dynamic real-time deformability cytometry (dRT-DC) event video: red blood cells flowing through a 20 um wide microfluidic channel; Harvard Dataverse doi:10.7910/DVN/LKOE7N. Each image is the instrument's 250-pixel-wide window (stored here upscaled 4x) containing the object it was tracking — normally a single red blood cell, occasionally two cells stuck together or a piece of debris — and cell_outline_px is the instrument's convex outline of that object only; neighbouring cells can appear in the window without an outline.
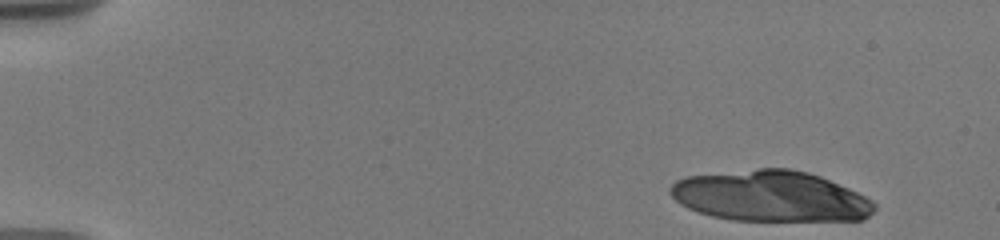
{"species": "human", "species_latin": "Homo sapiens", "temperature_condition": "warm", "stored_images_in_passage": 6, "camera_frame_rate_fps": 3000, "um_per_image_px": 0.085, "donor": {"sex": "male"}, "frame": {"image": 1, "passage_image": 1, "time_ms": 0.0, "image_size_px": [1000, 240], "cell_outline_px": [[876, 208], [864, 220], [732, 220], [712, 216], [688, 208], [680, 204], [668, 192], [668, 188], [676, 180], [684, 176], [760, 168], [792, 168], [808, 172], [820, 176], [848, 188], [872, 200], [876, 204]], "centroid_in_image_um": [65.48, 16.66], "position_along_channel_um": 19.5, "area_um2": 60.46}}